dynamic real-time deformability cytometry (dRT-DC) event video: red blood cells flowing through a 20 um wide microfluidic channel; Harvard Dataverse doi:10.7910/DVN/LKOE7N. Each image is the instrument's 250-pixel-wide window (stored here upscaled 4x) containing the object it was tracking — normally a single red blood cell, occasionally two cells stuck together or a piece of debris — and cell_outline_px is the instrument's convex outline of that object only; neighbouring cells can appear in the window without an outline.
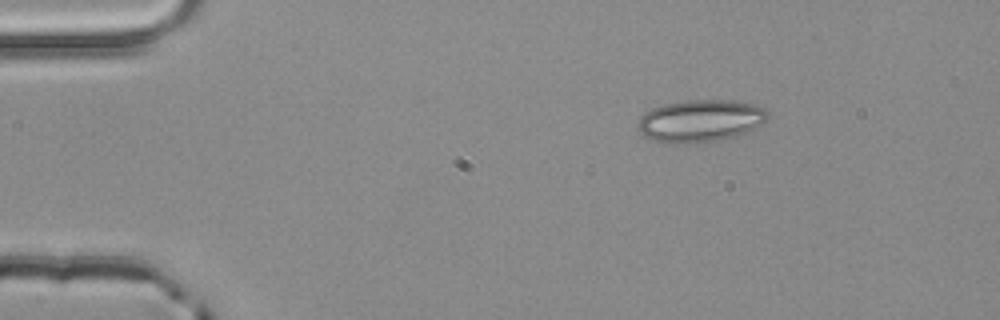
{"species": "common noctule bat (a hibernating species)", "species_latin": "Nyctalus noctula", "temperature_condition": "room temperature", "stored_images_in_passage": 3, "camera_frame_rate_fps": 3000, "um_per_image_px": 0.085, "animal": {"sex": "male", "body_mass_g": 20.4}, "frame": {"image": 1, "passage_image": 1, "time_ms": 0.0, "image_size_px": [1000, 320], "cell_outline_px": [[768, 120], [744, 132], [732, 136], [716, 140], [676, 144], [652, 140], [644, 136], [636, 124], [640, 116], [644, 112], [652, 108], [664, 104], [688, 100], [732, 100], [752, 104], [764, 108], [768, 112]], "centroid_in_image_um": [59.48, 10.25], "position_along_channel_um": 25.5, "area_um2": 31.67}}